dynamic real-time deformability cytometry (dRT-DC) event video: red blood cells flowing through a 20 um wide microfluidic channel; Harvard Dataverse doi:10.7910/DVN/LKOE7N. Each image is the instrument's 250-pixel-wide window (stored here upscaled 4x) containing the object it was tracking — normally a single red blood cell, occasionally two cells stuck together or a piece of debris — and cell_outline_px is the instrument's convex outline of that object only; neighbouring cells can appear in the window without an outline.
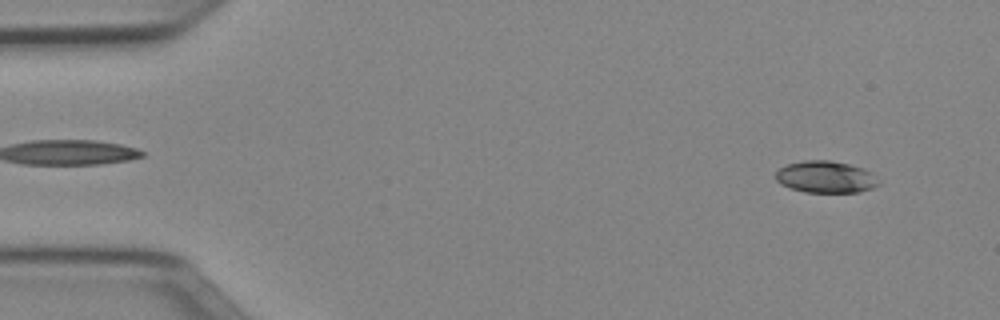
{"species": "Egyptian fruit bat (a non-hibernating species)", "species_latin": "Rousettus aegyptiacus", "temperature_condition": "cold", "stored_images_in_passage": 51, "camera_frame_rate_fps": 3000, "um_per_image_px": 0.085, "animal": {"sex": "female"}, "frame": {"image": 1, "passage_image": 4, "time_ms": 1.0, "image_size_px": [1000, 320], "cell_outline_px": [[880, 184], [872, 188], [860, 192], [804, 192], [780, 184], [776, 180], [776, 172], [780, 168], [788, 164], [804, 160], [828, 160], [848, 164], [864, 168], [872, 172], [880, 180]], "centroid_in_image_um": [70.22, 15.04], "position_along_channel_um": 14.8, "area_um2": 19.19}}
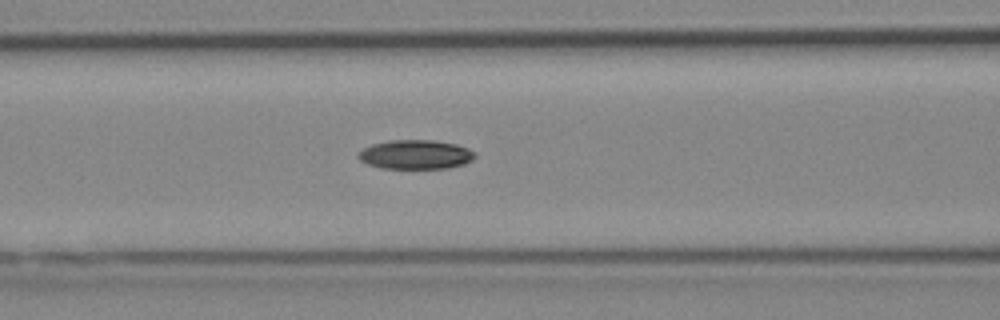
{"frame": {"image": 2, "passage_image": 21, "time_ms": 6.667, "image_size_px": [1000, 320], "cell_outline_px": [[476, 156], [472, 160], [464, 164], [448, 168], [380, 168], [368, 164], [360, 160], [356, 156], [364, 148], [372, 144], [388, 140], [432, 140], [456, 144], [468, 148], [476, 152]], "centroid_in_image_um": [35.34, 13.13], "position_along_channel_um": 131.3, "area_um2": 19.88}}
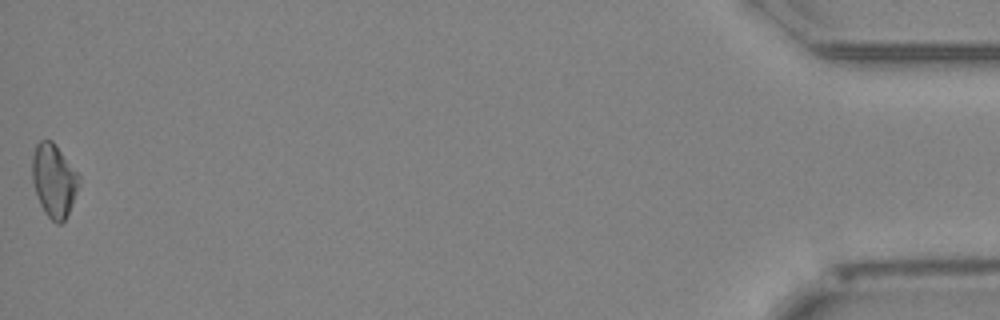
{"frame": {"image": 3, "passage_image": 51, "time_ms": 16.667, "image_size_px": [1000, 320], "cell_outline_px": [[80, 176], [76, 192], [68, 212], [64, 220], [60, 224], [56, 224], [44, 212], [40, 204], [32, 180], [32, 156], [36, 144], [40, 140], [52, 140]], "centroid_in_image_um": [4.56, 15.32], "position_along_channel_um": 430.6, "area_um2": 19.59}, "authors_computed_cell_mechanics": {"area_um2": 19.5942, "velocity_mm_per_s": 3.9667, "shape_relaxation_time_tau1_ms": 3.6279, "shape_relaxation_time_tau2_ms": null, "deformation_change_tau1": 0.1115, "deformation_change_tau2": null}}